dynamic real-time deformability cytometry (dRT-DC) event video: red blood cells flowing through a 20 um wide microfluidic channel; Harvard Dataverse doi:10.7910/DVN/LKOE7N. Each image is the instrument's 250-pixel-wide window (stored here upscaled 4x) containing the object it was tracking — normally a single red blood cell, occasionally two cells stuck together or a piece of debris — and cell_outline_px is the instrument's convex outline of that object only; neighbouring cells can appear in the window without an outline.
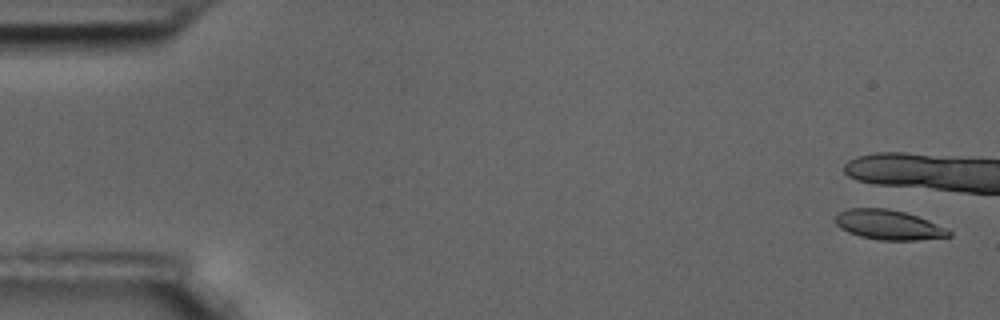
{"species": "common noctule bat (a hibernating species)", "species_latin": "Nyctalus noctula", "temperature_condition": "room temperature", "stored_images_in_passage": 4, "camera_frame_rate_fps": 3000, "um_per_image_px": 0.085, "animal": {"sex": "male", "body_mass_g": 17.5, "forearm_length_mm": 52.3}, "frame": {"image": 1, "passage_image": 1, "time_ms": 0.0, "image_size_px": [1000, 320], "cell_outline_px": [[952, 236], [916, 240], [880, 240], [860, 236], [848, 232], [840, 228], [832, 220], [840, 212], [848, 208], [888, 208], [904, 212], [928, 220], [948, 228], [952, 232]], "centroid_in_image_um": [75.53, 19.11], "position_along_channel_um": 9.5, "area_um2": 19.77}}